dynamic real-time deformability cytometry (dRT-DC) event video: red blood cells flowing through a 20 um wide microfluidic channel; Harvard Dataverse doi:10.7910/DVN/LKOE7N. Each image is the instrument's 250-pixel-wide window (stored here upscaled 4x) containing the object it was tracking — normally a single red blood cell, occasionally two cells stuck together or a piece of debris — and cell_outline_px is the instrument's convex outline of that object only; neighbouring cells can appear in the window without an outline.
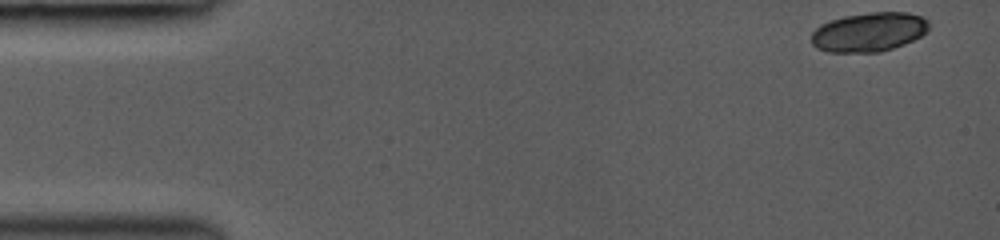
{"species": "common noctule bat (a hibernating species)", "species_latin": "Nyctalus noctula", "temperature_condition": "room temperature", "stored_images_in_passage": 19, "camera_frame_rate_fps": 3000, "um_per_image_px": 0.085, "animal": {"sex": "female", "body_mass_g": 19.0, "forearm_length_mm": 53.3}, "frame": {"image": 1, "passage_image": 1, "time_ms": 0.0, "image_size_px": [1000, 240], "cell_outline_px": [[928, 32], [904, 44], [880, 52], [828, 52], [816, 48], [812, 44], [812, 32], [820, 24], [844, 16], [872, 12], [908, 12], [924, 16], [928, 20]], "centroid_in_image_um": [73.87, 2.72], "position_along_channel_um": 11.1, "area_um2": 26.93}}
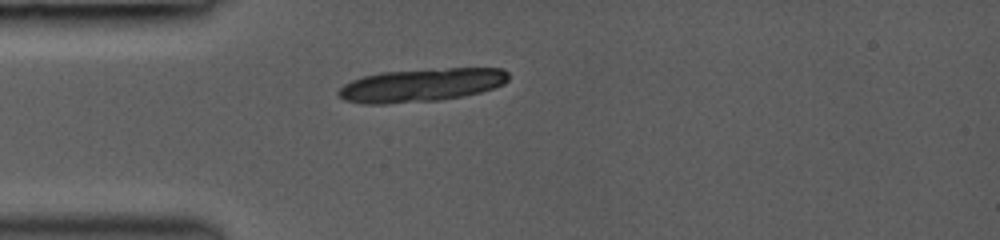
{"frame": {"image": 2, "passage_image": 6, "time_ms": 3.667, "image_size_px": [1000, 240], "cell_outline_px": [[508, 80], [504, 84], [480, 92], [464, 96], [440, 100], [388, 104], [360, 104], [344, 100], [336, 92], [344, 84], [352, 80], [364, 76], [380, 72], [448, 68], [504, 68], [508, 72]], "centroid_in_image_um": [35.8, 7.24], "position_along_channel_um": 49.2, "area_um2": 33.12}}